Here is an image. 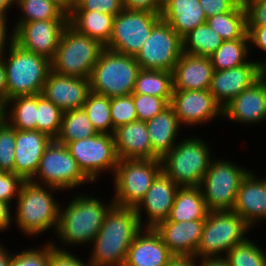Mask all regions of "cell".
Instances as JSON below:
<instances>
[{"mask_svg": "<svg viewBox=\"0 0 266 266\" xmlns=\"http://www.w3.org/2000/svg\"><path fill=\"white\" fill-rule=\"evenodd\" d=\"M12 206L0 200V233L10 230V226L13 224V217H12Z\"/></svg>", "mask_w": 266, "mask_h": 266, "instance_id": "db71d44e", "label": "cell"}, {"mask_svg": "<svg viewBox=\"0 0 266 266\" xmlns=\"http://www.w3.org/2000/svg\"><path fill=\"white\" fill-rule=\"evenodd\" d=\"M205 220L163 221L154 229L174 256H195Z\"/></svg>", "mask_w": 266, "mask_h": 266, "instance_id": "603a6c76", "label": "cell"}, {"mask_svg": "<svg viewBox=\"0 0 266 266\" xmlns=\"http://www.w3.org/2000/svg\"><path fill=\"white\" fill-rule=\"evenodd\" d=\"M161 172V159L119 160L112 178L114 204L135 208Z\"/></svg>", "mask_w": 266, "mask_h": 266, "instance_id": "9c48e42d", "label": "cell"}, {"mask_svg": "<svg viewBox=\"0 0 266 266\" xmlns=\"http://www.w3.org/2000/svg\"><path fill=\"white\" fill-rule=\"evenodd\" d=\"M63 111L42 94L37 95V130L55 139L60 131Z\"/></svg>", "mask_w": 266, "mask_h": 266, "instance_id": "ab89813d", "label": "cell"}, {"mask_svg": "<svg viewBox=\"0 0 266 266\" xmlns=\"http://www.w3.org/2000/svg\"><path fill=\"white\" fill-rule=\"evenodd\" d=\"M264 75L266 76V65L264 66Z\"/></svg>", "mask_w": 266, "mask_h": 266, "instance_id": "e7e4bbea", "label": "cell"}, {"mask_svg": "<svg viewBox=\"0 0 266 266\" xmlns=\"http://www.w3.org/2000/svg\"><path fill=\"white\" fill-rule=\"evenodd\" d=\"M52 140L50 136L38 130H16L14 174L23 180H31Z\"/></svg>", "mask_w": 266, "mask_h": 266, "instance_id": "7402d4cb", "label": "cell"}, {"mask_svg": "<svg viewBox=\"0 0 266 266\" xmlns=\"http://www.w3.org/2000/svg\"><path fill=\"white\" fill-rule=\"evenodd\" d=\"M204 140L186 136L161 159L162 171L178 186H200L214 158L210 144Z\"/></svg>", "mask_w": 266, "mask_h": 266, "instance_id": "5b68a950", "label": "cell"}, {"mask_svg": "<svg viewBox=\"0 0 266 266\" xmlns=\"http://www.w3.org/2000/svg\"><path fill=\"white\" fill-rule=\"evenodd\" d=\"M206 23L224 41L240 39L247 33L246 10L239 4L230 12L207 18Z\"/></svg>", "mask_w": 266, "mask_h": 266, "instance_id": "e575fe53", "label": "cell"}, {"mask_svg": "<svg viewBox=\"0 0 266 266\" xmlns=\"http://www.w3.org/2000/svg\"><path fill=\"white\" fill-rule=\"evenodd\" d=\"M259 177L253 169L247 173L240 183L232 209L251 228L266 220V177Z\"/></svg>", "mask_w": 266, "mask_h": 266, "instance_id": "44dd1931", "label": "cell"}, {"mask_svg": "<svg viewBox=\"0 0 266 266\" xmlns=\"http://www.w3.org/2000/svg\"><path fill=\"white\" fill-rule=\"evenodd\" d=\"M90 92V79L57 74L50 70L42 95L63 112L83 108Z\"/></svg>", "mask_w": 266, "mask_h": 266, "instance_id": "ffe728a7", "label": "cell"}, {"mask_svg": "<svg viewBox=\"0 0 266 266\" xmlns=\"http://www.w3.org/2000/svg\"><path fill=\"white\" fill-rule=\"evenodd\" d=\"M249 171L230 159L214 157L200 184L207 209L232 210L240 183Z\"/></svg>", "mask_w": 266, "mask_h": 266, "instance_id": "30bf717a", "label": "cell"}, {"mask_svg": "<svg viewBox=\"0 0 266 266\" xmlns=\"http://www.w3.org/2000/svg\"><path fill=\"white\" fill-rule=\"evenodd\" d=\"M124 9L123 0H75L72 10H87L116 16Z\"/></svg>", "mask_w": 266, "mask_h": 266, "instance_id": "f6af8a7d", "label": "cell"}, {"mask_svg": "<svg viewBox=\"0 0 266 266\" xmlns=\"http://www.w3.org/2000/svg\"><path fill=\"white\" fill-rule=\"evenodd\" d=\"M174 257L154 228H143L130 245L123 266H166Z\"/></svg>", "mask_w": 266, "mask_h": 266, "instance_id": "cb8c5ba5", "label": "cell"}, {"mask_svg": "<svg viewBox=\"0 0 266 266\" xmlns=\"http://www.w3.org/2000/svg\"><path fill=\"white\" fill-rule=\"evenodd\" d=\"M264 75L262 61L249 60L238 67L214 70L209 91L214 99L224 107L235 96L251 87Z\"/></svg>", "mask_w": 266, "mask_h": 266, "instance_id": "e0dca14e", "label": "cell"}, {"mask_svg": "<svg viewBox=\"0 0 266 266\" xmlns=\"http://www.w3.org/2000/svg\"><path fill=\"white\" fill-rule=\"evenodd\" d=\"M15 0H0V16H8V11L13 8ZM13 5V6H12Z\"/></svg>", "mask_w": 266, "mask_h": 266, "instance_id": "94428289", "label": "cell"}, {"mask_svg": "<svg viewBox=\"0 0 266 266\" xmlns=\"http://www.w3.org/2000/svg\"><path fill=\"white\" fill-rule=\"evenodd\" d=\"M104 48L98 40L77 32L68 24L51 61V70L60 75L89 79Z\"/></svg>", "mask_w": 266, "mask_h": 266, "instance_id": "52a82bcc", "label": "cell"}, {"mask_svg": "<svg viewBox=\"0 0 266 266\" xmlns=\"http://www.w3.org/2000/svg\"><path fill=\"white\" fill-rule=\"evenodd\" d=\"M83 109L97 133L113 135L114 129L110 114V98L90 91Z\"/></svg>", "mask_w": 266, "mask_h": 266, "instance_id": "74e56055", "label": "cell"}, {"mask_svg": "<svg viewBox=\"0 0 266 266\" xmlns=\"http://www.w3.org/2000/svg\"><path fill=\"white\" fill-rule=\"evenodd\" d=\"M160 20V14L124 8L115 16L111 37L104 47L135 57Z\"/></svg>", "mask_w": 266, "mask_h": 266, "instance_id": "4fadbf2b", "label": "cell"}, {"mask_svg": "<svg viewBox=\"0 0 266 266\" xmlns=\"http://www.w3.org/2000/svg\"><path fill=\"white\" fill-rule=\"evenodd\" d=\"M165 0H123L127 10L147 11L161 15Z\"/></svg>", "mask_w": 266, "mask_h": 266, "instance_id": "f907efd6", "label": "cell"}, {"mask_svg": "<svg viewBox=\"0 0 266 266\" xmlns=\"http://www.w3.org/2000/svg\"><path fill=\"white\" fill-rule=\"evenodd\" d=\"M2 57L6 68L7 100L42 93L51 70L50 60L24 50L15 42L2 54Z\"/></svg>", "mask_w": 266, "mask_h": 266, "instance_id": "277c9868", "label": "cell"}, {"mask_svg": "<svg viewBox=\"0 0 266 266\" xmlns=\"http://www.w3.org/2000/svg\"><path fill=\"white\" fill-rule=\"evenodd\" d=\"M247 34L249 37V46L259 48L264 53L266 52V25L265 26H247ZM266 55V54H265ZM266 65V60L263 66Z\"/></svg>", "mask_w": 266, "mask_h": 266, "instance_id": "816d5d0a", "label": "cell"}, {"mask_svg": "<svg viewBox=\"0 0 266 266\" xmlns=\"http://www.w3.org/2000/svg\"><path fill=\"white\" fill-rule=\"evenodd\" d=\"M169 105L174 109L182 127L207 124L217 117L223 119V107L209 89L173 90Z\"/></svg>", "mask_w": 266, "mask_h": 266, "instance_id": "9a60e30c", "label": "cell"}, {"mask_svg": "<svg viewBox=\"0 0 266 266\" xmlns=\"http://www.w3.org/2000/svg\"><path fill=\"white\" fill-rule=\"evenodd\" d=\"M213 71L210 57L183 52L172 70L173 90L209 89Z\"/></svg>", "mask_w": 266, "mask_h": 266, "instance_id": "d4e9b609", "label": "cell"}, {"mask_svg": "<svg viewBox=\"0 0 266 266\" xmlns=\"http://www.w3.org/2000/svg\"><path fill=\"white\" fill-rule=\"evenodd\" d=\"M7 19L8 16H0V55L14 43V29L11 28V33H9Z\"/></svg>", "mask_w": 266, "mask_h": 266, "instance_id": "f5cc1de1", "label": "cell"}, {"mask_svg": "<svg viewBox=\"0 0 266 266\" xmlns=\"http://www.w3.org/2000/svg\"><path fill=\"white\" fill-rule=\"evenodd\" d=\"M3 106L4 118L16 130H37V95L14 97Z\"/></svg>", "mask_w": 266, "mask_h": 266, "instance_id": "4dcf8cb0", "label": "cell"}, {"mask_svg": "<svg viewBox=\"0 0 266 266\" xmlns=\"http://www.w3.org/2000/svg\"><path fill=\"white\" fill-rule=\"evenodd\" d=\"M182 53V38L161 19L134 58L141 69L172 72Z\"/></svg>", "mask_w": 266, "mask_h": 266, "instance_id": "5bb4252c", "label": "cell"}, {"mask_svg": "<svg viewBox=\"0 0 266 266\" xmlns=\"http://www.w3.org/2000/svg\"><path fill=\"white\" fill-rule=\"evenodd\" d=\"M152 146V159H162L178 142L182 125L169 105L153 119L146 121Z\"/></svg>", "mask_w": 266, "mask_h": 266, "instance_id": "484cf974", "label": "cell"}, {"mask_svg": "<svg viewBox=\"0 0 266 266\" xmlns=\"http://www.w3.org/2000/svg\"><path fill=\"white\" fill-rule=\"evenodd\" d=\"M134 208L113 205L91 243L93 266H123L135 236L142 230Z\"/></svg>", "mask_w": 266, "mask_h": 266, "instance_id": "7a4b0ae2", "label": "cell"}, {"mask_svg": "<svg viewBox=\"0 0 266 266\" xmlns=\"http://www.w3.org/2000/svg\"><path fill=\"white\" fill-rule=\"evenodd\" d=\"M62 191L53 186L24 180L20 187L16 203L13 221L20 233L33 238L46 231H54L59 223V205L54 198L55 192Z\"/></svg>", "mask_w": 266, "mask_h": 266, "instance_id": "3957f363", "label": "cell"}, {"mask_svg": "<svg viewBox=\"0 0 266 266\" xmlns=\"http://www.w3.org/2000/svg\"><path fill=\"white\" fill-rule=\"evenodd\" d=\"M4 118V106L0 103V122Z\"/></svg>", "mask_w": 266, "mask_h": 266, "instance_id": "be15d7a7", "label": "cell"}, {"mask_svg": "<svg viewBox=\"0 0 266 266\" xmlns=\"http://www.w3.org/2000/svg\"><path fill=\"white\" fill-rule=\"evenodd\" d=\"M198 266H230L225 257L198 258Z\"/></svg>", "mask_w": 266, "mask_h": 266, "instance_id": "6f0895ef", "label": "cell"}, {"mask_svg": "<svg viewBox=\"0 0 266 266\" xmlns=\"http://www.w3.org/2000/svg\"><path fill=\"white\" fill-rule=\"evenodd\" d=\"M172 92L173 80L171 71L140 69L132 94H147L164 98L170 104Z\"/></svg>", "mask_w": 266, "mask_h": 266, "instance_id": "1f68e13d", "label": "cell"}, {"mask_svg": "<svg viewBox=\"0 0 266 266\" xmlns=\"http://www.w3.org/2000/svg\"><path fill=\"white\" fill-rule=\"evenodd\" d=\"M252 229L233 210L209 211L196 251L197 258L225 257Z\"/></svg>", "mask_w": 266, "mask_h": 266, "instance_id": "ba28073f", "label": "cell"}, {"mask_svg": "<svg viewBox=\"0 0 266 266\" xmlns=\"http://www.w3.org/2000/svg\"><path fill=\"white\" fill-rule=\"evenodd\" d=\"M161 19L183 38L197 26L204 24L207 17L199 0H165Z\"/></svg>", "mask_w": 266, "mask_h": 266, "instance_id": "83f0119b", "label": "cell"}, {"mask_svg": "<svg viewBox=\"0 0 266 266\" xmlns=\"http://www.w3.org/2000/svg\"><path fill=\"white\" fill-rule=\"evenodd\" d=\"M15 4L22 14L14 21V30L24 22L68 19V15L49 0H15Z\"/></svg>", "mask_w": 266, "mask_h": 266, "instance_id": "8d00e7d4", "label": "cell"}, {"mask_svg": "<svg viewBox=\"0 0 266 266\" xmlns=\"http://www.w3.org/2000/svg\"><path fill=\"white\" fill-rule=\"evenodd\" d=\"M110 114L113 129L137 121V113L132 95L110 98Z\"/></svg>", "mask_w": 266, "mask_h": 266, "instance_id": "b9f144b4", "label": "cell"}, {"mask_svg": "<svg viewBox=\"0 0 266 266\" xmlns=\"http://www.w3.org/2000/svg\"><path fill=\"white\" fill-rule=\"evenodd\" d=\"M69 153L76 160L82 173L93 183L107 171L114 175L119 158L114 136L97 133L91 137L65 144Z\"/></svg>", "mask_w": 266, "mask_h": 266, "instance_id": "7c38bea8", "label": "cell"}, {"mask_svg": "<svg viewBox=\"0 0 266 266\" xmlns=\"http://www.w3.org/2000/svg\"><path fill=\"white\" fill-rule=\"evenodd\" d=\"M139 121H148L161 113L169 103L160 97L147 94H131Z\"/></svg>", "mask_w": 266, "mask_h": 266, "instance_id": "ee69618b", "label": "cell"}, {"mask_svg": "<svg viewBox=\"0 0 266 266\" xmlns=\"http://www.w3.org/2000/svg\"><path fill=\"white\" fill-rule=\"evenodd\" d=\"M247 26L266 25V0H257L245 6Z\"/></svg>", "mask_w": 266, "mask_h": 266, "instance_id": "c3c4849f", "label": "cell"}, {"mask_svg": "<svg viewBox=\"0 0 266 266\" xmlns=\"http://www.w3.org/2000/svg\"><path fill=\"white\" fill-rule=\"evenodd\" d=\"M208 212L200 186L180 187L165 221L205 220Z\"/></svg>", "mask_w": 266, "mask_h": 266, "instance_id": "f546056e", "label": "cell"}, {"mask_svg": "<svg viewBox=\"0 0 266 266\" xmlns=\"http://www.w3.org/2000/svg\"><path fill=\"white\" fill-rule=\"evenodd\" d=\"M0 242V266H9L11 262V257L13 252L5 248L3 244Z\"/></svg>", "mask_w": 266, "mask_h": 266, "instance_id": "91938a15", "label": "cell"}, {"mask_svg": "<svg viewBox=\"0 0 266 266\" xmlns=\"http://www.w3.org/2000/svg\"><path fill=\"white\" fill-rule=\"evenodd\" d=\"M96 134L97 131L94 129L85 110L77 108L63 112L60 131L55 140L66 144Z\"/></svg>", "mask_w": 266, "mask_h": 266, "instance_id": "836d02e7", "label": "cell"}, {"mask_svg": "<svg viewBox=\"0 0 266 266\" xmlns=\"http://www.w3.org/2000/svg\"><path fill=\"white\" fill-rule=\"evenodd\" d=\"M250 49L247 33L240 39L223 41L210 56L213 70H225L246 64L250 60Z\"/></svg>", "mask_w": 266, "mask_h": 266, "instance_id": "d6a6232c", "label": "cell"}, {"mask_svg": "<svg viewBox=\"0 0 266 266\" xmlns=\"http://www.w3.org/2000/svg\"><path fill=\"white\" fill-rule=\"evenodd\" d=\"M223 119L250 126L266 122V76L223 107Z\"/></svg>", "mask_w": 266, "mask_h": 266, "instance_id": "d6986e66", "label": "cell"}, {"mask_svg": "<svg viewBox=\"0 0 266 266\" xmlns=\"http://www.w3.org/2000/svg\"><path fill=\"white\" fill-rule=\"evenodd\" d=\"M57 5L65 14L69 15L75 5V0H49Z\"/></svg>", "mask_w": 266, "mask_h": 266, "instance_id": "680465c9", "label": "cell"}, {"mask_svg": "<svg viewBox=\"0 0 266 266\" xmlns=\"http://www.w3.org/2000/svg\"><path fill=\"white\" fill-rule=\"evenodd\" d=\"M238 4L241 5L242 7H245L251 2L257 1V0H237Z\"/></svg>", "mask_w": 266, "mask_h": 266, "instance_id": "6125c7cd", "label": "cell"}, {"mask_svg": "<svg viewBox=\"0 0 266 266\" xmlns=\"http://www.w3.org/2000/svg\"><path fill=\"white\" fill-rule=\"evenodd\" d=\"M115 148L121 159H152L146 121H134L115 129Z\"/></svg>", "mask_w": 266, "mask_h": 266, "instance_id": "4316f807", "label": "cell"}, {"mask_svg": "<svg viewBox=\"0 0 266 266\" xmlns=\"http://www.w3.org/2000/svg\"><path fill=\"white\" fill-rule=\"evenodd\" d=\"M16 129L3 118L0 122V170L14 173Z\"/></svg>", "mask_w": 266, "mask_h": 266, "instance_id": "60d3db41", "label": "cell"}, {"mask_svg": "<svg viewBox=\"0 0 266 266\" xmlns=\"http://www.w3.org/2000/svg\"><path fill=\"white\" fill-rule=\"evenodd\" d=\"M67 25L68 19L24 22L14 30V42L24 50L52 61Z\"/></svg>", "mask_w": 266, "mask_h": 266, "instance_id": "2e32d148", "label": "cell"}, {"mask_svg": "<svg viewBox=\"0 0 266 266\" xmlns=\"http://www.w3.org/2000/svg\"><path fill=\"white\" fill-rule=\"evenodd\" d=\"M114 18L113 15L92 10H72L68 15V24L105 46L112 34Z\"/></svg>", "mask_w": 266, "mask_h": 266, "instance_id": "f1b7e54d", "label": "cell"}, {"mask_svg": "<svg viewBox=\"0 0 266 266\" xmlns=\"http://www.w3.org/2000/svg\"><path fill=\"white\" fill-rule=\"evenodd\" d=\"M23 179L13 172L0 173V200L12 206L13 199L18 198L19 190L23 184Z\"/></svg>", "mask_w": 266, "mask_h": 266, "instance_id": "bcb514c9", "label": "cell"}, {"mask_svg": "<svg viewBox=\"0 0 266 266\" xmlns=\"http://www.w3.org/2000/svg\"><path fill=\"white\" fill-rule=\"evenodd\" d=\"M179 188L180 186L163 171L156 177L143 199L134 208L142 228H155L167 220ZM143 211L145 216L147 215L146 220L142 217Z\"/></svg>", "mask_w": 266, "mask_h": 266, "instance_id": "ac0fdd59", "label": "cell"}, {"mask_svg": "<svg viewBox=\"0 0 266 266\" xmlns=\"http://www.w3.org/2000/svg\"><path fill=\"white\" fill-rule=\"evenodd\" d=\"M91 195L79 193L72 200L69 199L67 206L59 205V223L55 235L61 245H56L53 240L54 248L65 250L63 246L91 245L114 205L112 198L108 203Z\"/></svg>", "mask_w": 266, "mask_h": 266, "instance_id": "6da1fadb", "label": "cell"}, {"mask_svg": "<svg viewBox=\"0 0 266 266\" xmlns=\"http://www.w3.org/2000/svg\"><path fill=\"white\" fill-rule=\"evenodd\" d=\"M133 56L104 48L90 76V91L109 98L131 95L140 71Z\"/></svg>", "mask_w": 266, "mask_h": 266, "instance_id": "8992f818", "label": "cell"}, {"mask_svg": "<svg viewBox=\"0 0 266 266\" xmlns=\"http://www.w3.org/2000/svg\"><path fill=\"white\" fill-rule=\"evenodd\" d=\"M223 41L205 22L182 38L183 52L193 56L210 57Z\"/></svg>", "mask_w": 266, "mask_h": 266, "instance_id": "d590c367", "label": "cell"}, {"mask_svg": "<svg viewBox=\"0 0 266 266\" xmlns=\"http://www.w3.org/2000/svg\"><path fill=\"white\" fill-rule=\"evenodd\" d=\"M7 102V81L6 68L3 62V57L0 55V103L4 105Z\"/></svg>", "mask_w": 266, "mask_h": 266, "instance_id": "11a10c76", "label": "cell"}, {"mask_svg": "<svg viewBox=\"0 0 266 266\" xmlns=\"http://www.w3.org/2000/svg\"><path fill=\"white\" fill-rule=\"evenodd\" d=\"M31 181L53 186L62 191L78 189L77 187L86 185V183H92L82 173L65 144L59 143L55 139L45 149L38 170Z\"/></svg>", "mask_w": 266, "mask_h": 266, "instance_id": "8fae6325", "label": "cell"}, {"mask_svg": "<svg viewBox=\"0 0 266 266\" xmlns=\"http://www.w3.org/2000/svg\"><path fill=\"white\" fill-rule=\"evenodd\" d=\"M52 247L53 244L49 240L38 248L29 247L24 251L21 250L22 252H14L9 266H48Z\"/></svg>", "mask_w": 266, "mask_h": 266, "instance_id": "7bdbcfd3", "label": "cell"}, {"mask_svg": "<svg viewBox=\"0 0 266 266\" xmlns=\"http://www.w3.org/2000/svg\"><path fill=\"white\" fill-rule=\"evenodd\" d=\"M166 266H198V258L195 256H175Z\"/></svg>", "mask_w": 266, "mask_h": 266, "instance_id": "9f6ffc18", "label": "cell"}, {"mask_svg": "<svg viewBox=\"0 0 266 266\" xmlns=\"http://www.w3.org/2000/svg\"><path fill=\"white\" fill-rule=\"evenodd\" d=\"M207 18L232 11L237 5V0H199Z\"/></svg>", "mask_w": 266, "mask_h": 266, "instance_id": "681fc988", "label": "cell"}, {"mask_svg": "<svg viewBox=\"0 0 266 266\" xmlns=\"http://www.w3.org/2000/svg\"><path fill=\"white\" fill-rule=\"evenodd\" d=\"M48 266H93L88 260L84 262V259L74 255L67 248L66 250H59L54 247L51 248L50 260Z\"/></svg>", "mask_w": 266, "mask_h": 266, "instance_id": "7dc6e473", "label": "cell"}, {"mask_svg": "<svg viewBox=\"0 0 266 266\" xmlns=\"http://www.w3.org/2000/svg\"><path fill=\"white\" fill-rule=\"evenodd\" d=\"M225 259L230 266H266V252L248 237L229 250Z\"/></svg>", "mask_w": 266, "mask_h": 266, "instance_id": "f35d334b", "label": "cell"}]
</instances>
